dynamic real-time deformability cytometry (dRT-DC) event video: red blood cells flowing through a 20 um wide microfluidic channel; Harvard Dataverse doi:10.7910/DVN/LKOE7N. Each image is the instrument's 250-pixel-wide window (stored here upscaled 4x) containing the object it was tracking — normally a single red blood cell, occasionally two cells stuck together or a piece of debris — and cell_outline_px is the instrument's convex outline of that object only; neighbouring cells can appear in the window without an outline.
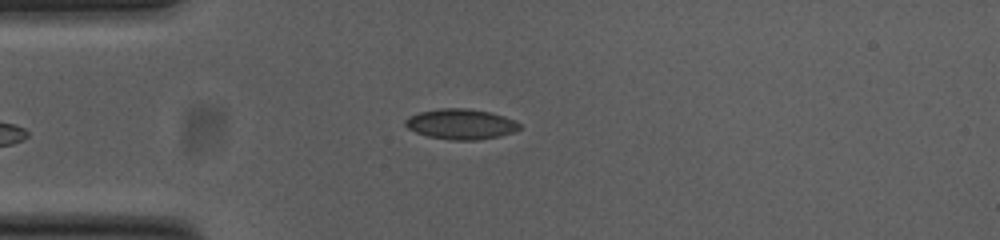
{"species": "common noctule bat (a hibernating species)", "species_latin": "Nyctalus noctula", "temperature_condition": "cold", "stored_images_in_passage": 36, "camera_frame_rate_fps": 3000, "um_per_image_px": 0.085, "animal": {"sex": "female", "body_mass_g": 23.0, "forearm_length_mm": 53.4}, "frame": {"image": 1, "passage_image": 1, "time_ms": 0.0, "image_size_px": [1000, 240], "cell_outline_px": [[520, 128], [512, 132], [500, 136], [476, 140], [452, 140], [428, 136], [416, 132], [408, 128], [404, 124], [404, 120], [408, 116], [420, 112], [440, 108], [464, 108], [488, 112], [504, 116], [520, 124]], "centroid_in_image_um": [39.13, 10.55], "position_along_channel_um": 45.9, "area_um2": 20.0}}
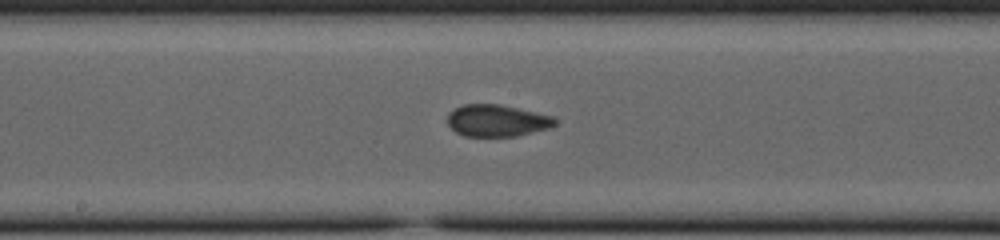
{"frame": {"image": 2, "passage_image": 15, "time_ms": 4.667, "image_size_px": [1000, 240], "cell_outline_px": [[556, 124], [548, 128], [516, 136], [464, 136], [456, 132], [448, 124], [448, 112], [464, 104], [500, 104], [552, 116], [556, 120]], "centroid_in_image_um": [42.22, 10.25], "position_along_channel_um": 206.0, "area_um2": 19.77}}
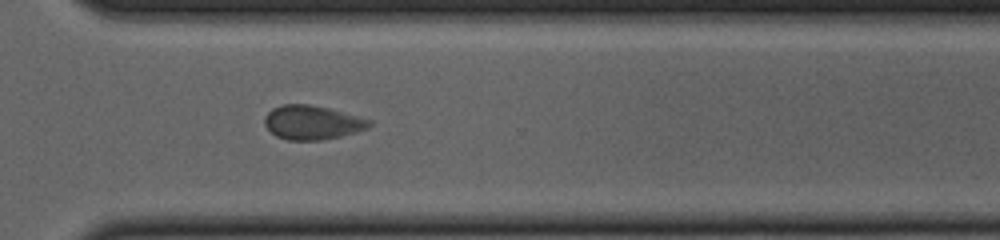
{"frame": {"image": 3, "passage_image": 26, "time_ms": 8.333, "image_size_px": [1000, 240], "cell_outline_px": [[372, 124], [368, 128], [340, 136], [320, 140], [288, 140], [276, 136], [264, 124], [264, 116], [272, 108], [280, 104], [308, 104], [328, 108], [372, 120]], "centroid_in_image_um": [26.51, 10.4], "position_along_channel_um": 344.1, "area_um2": 20.69}, "authors_computed_cell_mechanics": {"area_um2": 20.0566, "velocity_mm_per_s": 3.7624, "shape_relaxation_time_tau1_ms": null, "shape_relaxation_time_tau2_ms": 1.4808, "deformation_change_tau1": null, "deformation_change_tau2": 0.0556}}